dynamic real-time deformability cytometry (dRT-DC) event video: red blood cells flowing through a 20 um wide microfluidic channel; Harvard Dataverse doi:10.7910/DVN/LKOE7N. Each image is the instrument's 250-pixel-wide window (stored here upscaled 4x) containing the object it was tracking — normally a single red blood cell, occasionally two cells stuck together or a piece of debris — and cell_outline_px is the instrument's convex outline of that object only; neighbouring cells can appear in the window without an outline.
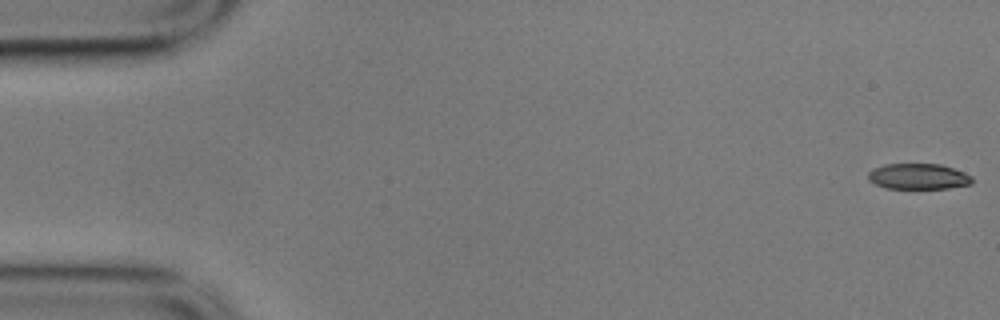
{"species": "common noctule bat (a hibernating species)", "species_latin": "Nyctalus noctula", "temperature_condition": "cold", "stored_images_in_passage": 57, "camera_frame_rate_fps": 3000, "um_per_image_px": 0.085, "animal": {"sex": "male", "body_mass_g": 17.9}, "frame": {"image": 1, "passage_image": 1, "time_ms": 0.0, "image_size_px": [1000, 320], "cell_outline_px": [[972, 184], [948, 188], [884, 188], [868, 180], [868, 172], [872, 168], [884, 164], [940, 164], [964, 172], [972, 176]], "centroid_in_image_um": [78.04, 14.99], "position_along_channel_um": 7.0, "area_um2": 15.61}}
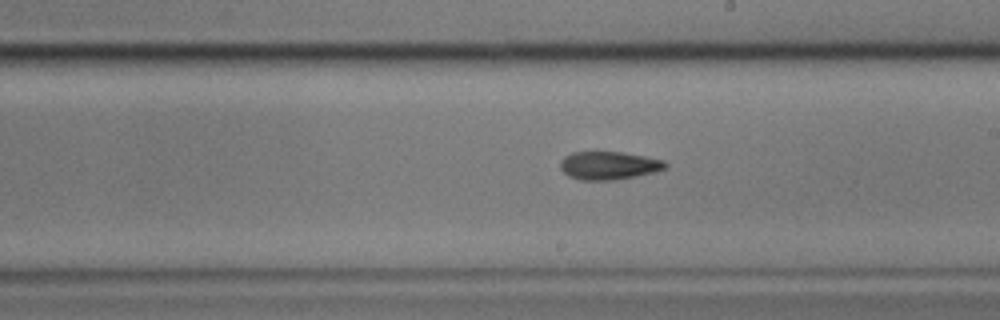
{"frame": {"image": 2, "passage_image": 32, "time_ms": 10.333, "image_size_px": [1000, 320], "cell_outline_px": [[668, 164], [664, 168], [656, 172], [636, 176], [612, 180], [580, 180], [568, 176], [560, 168], [560, 160], [564, 156], [572, 152], [620, 152], [644, 156], [664, 160]], "centroid_in_image_um": [51.72, 14.07], "position_along_channel_um": 237.3, "area_um2": 17.22}}
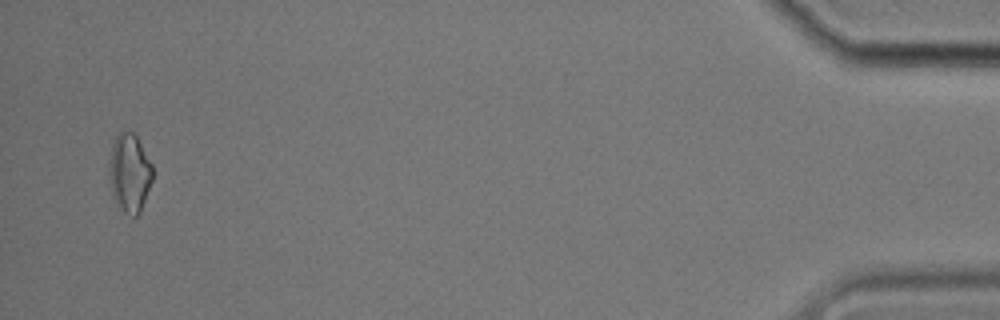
{"frame": {"image": 3, "passage_image": 55, "time_ms": 18.0, "image_size_px": [1000, 320], "cell_outline_px": [[152, 180], [140, 212], [136, 216], [132, 216], [124, 212], [116, 204], [112, 196], [108, 176], [108, 168], [112, 144], [116, 136], [124, 128], [132, 132], [136, 136], [152, 164]], "centroid_in_image_um": [10.98, 14.69], "position_along_channel_um": 424.2, "area_um2": 20.06}}